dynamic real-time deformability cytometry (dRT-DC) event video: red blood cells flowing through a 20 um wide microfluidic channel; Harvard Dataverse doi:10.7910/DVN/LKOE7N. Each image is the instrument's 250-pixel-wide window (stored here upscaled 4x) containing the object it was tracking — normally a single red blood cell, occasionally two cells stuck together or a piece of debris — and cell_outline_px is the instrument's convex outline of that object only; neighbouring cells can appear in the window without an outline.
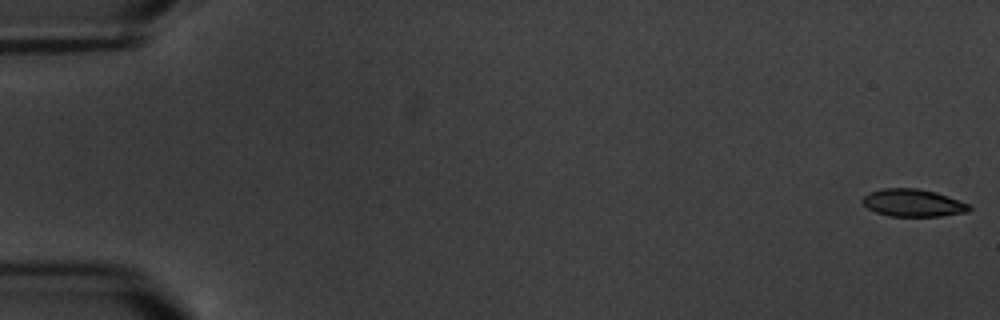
{"species": "common noctule bat (a hibernating species)", "species_latin": "Nyctalus noctula", "temperature_condition": "warm", "stored_images_in_passage": 17, "camera_frame_rate_fps": 3000, "um_per_image_px": 0.085, "animal": {"sex": "male", "body_mass_g": 20.1, "forearm_length_mm": 53.5}, "frame": {"image": 1, "passage_image": 1, "time_ms": 0.0, "image_size_px": [1000, 320], "cell_outline_px": [[972, 208], [968, 212], [940, 216], [888, 216], [876, 212], [868, 208], [860, 200], [868, 192], [884, 188], [916, 188], [936, 192], [948, 196], [968, 204]], "centroid_in_image_um": [77.59, 17.24], "position_along_channel_um": 7.4, "area_um2": 17.11}}
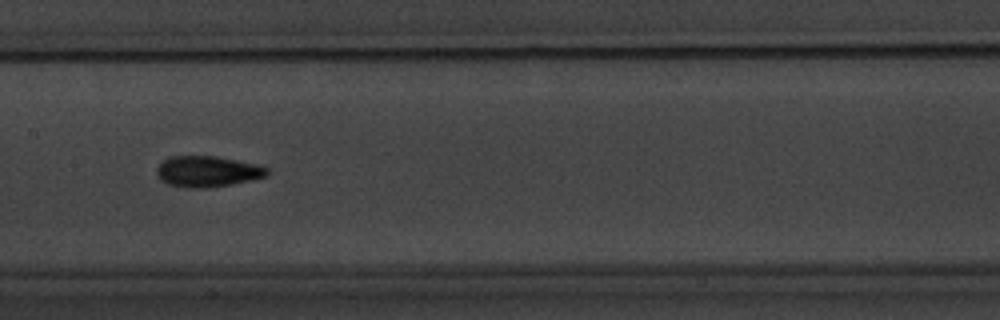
{"frame": {"image": 2, "passage_image": 9, "time_ms": 10.0, "image_size_px": [1000, 320], "cell_outline_px": [[268, 176], [252, 180], [232, 184], [204, 188], [188, 188], [168, 184], [160, 180], [156, 172], [156, 168], [168, 156], [216, 156], [260, 164], [268, 168]], "centroid_in_image_um": [17.65, 14.57], "position_along_channel_um": 189.7, "area_um2": 20.11}}
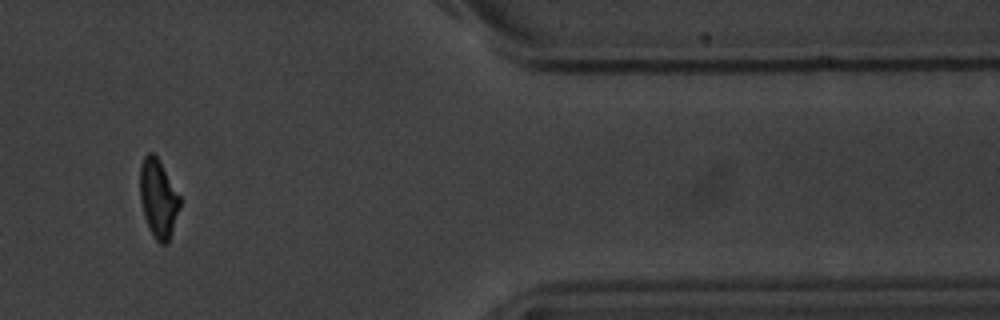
{"frame": {"image": 3, "passage_image": 15, "time_ms": 17.0, "image_size_px": [1000, 320], "cell_outline_px": [[180, 208], [168, 244], [160, 244], [156, 240], [148, 228], [144, 216], [140, 200], [140, 164], [144, 156], [148, 152], [152, 152], [156, 156], [180, 196]], "centroid_in_image_um": [13.44, 16.9], "position_along_channel_um": 398.0, "area_um2": 18.21}, "authors_computed_cell_mechanics": {"area_um2": 18.3804, "velocity_mm_per_s": 3.3951, "shape_relaxation_time_tau1_ms": 4.0672, "shape_relaxation_time_tau2_ms": 3.041, "deformation_change_tau1": 0.1534, "deformation_change_tau2": 0.0978}}